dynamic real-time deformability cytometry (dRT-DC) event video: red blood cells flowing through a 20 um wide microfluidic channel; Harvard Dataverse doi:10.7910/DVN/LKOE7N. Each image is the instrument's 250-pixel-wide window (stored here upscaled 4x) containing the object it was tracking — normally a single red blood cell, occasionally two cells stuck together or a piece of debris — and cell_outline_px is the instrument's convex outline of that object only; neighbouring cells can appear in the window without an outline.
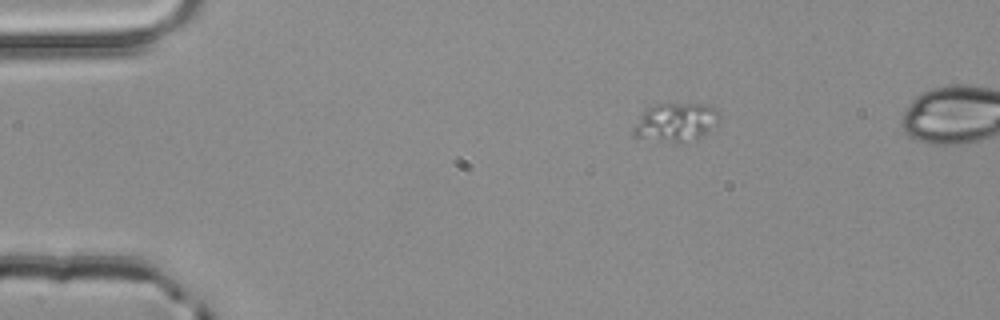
{"species": "common noctule bat (a hibernating species)", "species_latin": "Nyctalus noctula", "temperature_condition": "room temperature", "stored_images_in_passage": 3, "segment_of_instrument_passage": [1, 2], "camera_frame_rate_fps": 3000, "um_per_image_px": 0.085, "animal": {"sex": "male", "body_mass_g": 20.4}, "frame": {"image": 1, "passage_image": 1, "time_ms": 0.0, "image_size_px": [1000, 320], "cell_outline_px": [[720, 120], [716, 124], [704, 132], [696, 136], [680, 140], [676, 140], [636, 136], [632, 132], [632, 128], [640, 116], [648, 108], [660, 104], [704, 104], [716, 108], [720, 112]], "centroid_in_image_um": [57.46, 10.3], "position_along_channel_um": 27.5, "area_um2": 17.98}}